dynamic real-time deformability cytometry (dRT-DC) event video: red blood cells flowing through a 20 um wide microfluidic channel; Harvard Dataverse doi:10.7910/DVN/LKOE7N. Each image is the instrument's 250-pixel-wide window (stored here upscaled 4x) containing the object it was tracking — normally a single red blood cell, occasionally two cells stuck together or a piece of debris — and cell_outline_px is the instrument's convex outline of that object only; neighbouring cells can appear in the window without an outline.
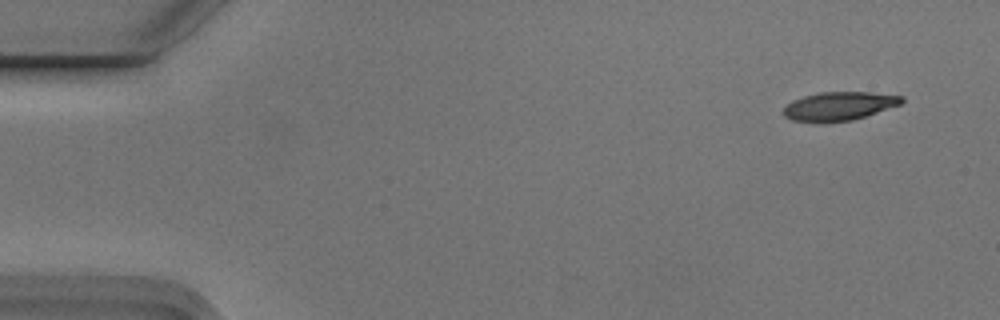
{"species": "Egyptian fruit bat (a non-hibernating species)", "species_latin": "Rousettus aegyptiacus", "temperature_condition": "cold", "stored_images_in_passage": 14, "camera_frame_rate_fps": 3000, "um_per_image_px": 0.085, "animal": {"sex": "male"}, "frame": {"image": 1, "passage_image": 1, "time_ms": 0.0, "image_size_px": [1000, 320], "cell_outline_px": [[904, 100], [900, 104], [852, 120], [816, 124], [792, 120], [784, 116], [784, 108], [792, 100], [804, 96], [820, 92], [872, 92], [904, 96]], "centroid_in_image_um": [71.28, 9.03], "position_along_channel_um": 13.7, "area_um2": 19.83}}
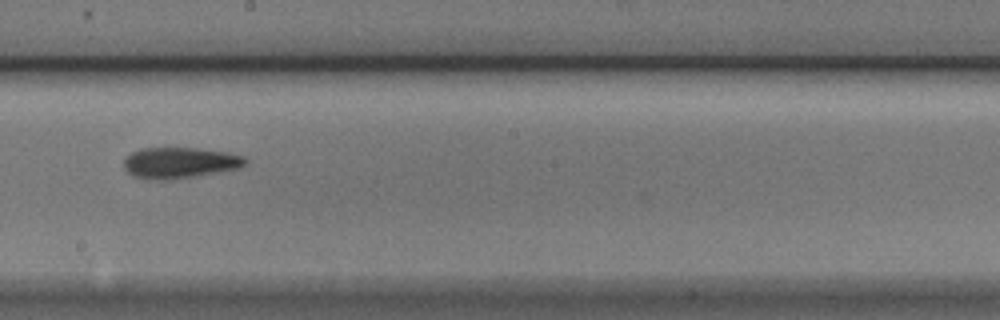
{"frame": {"image": 2, "passage_image": 8, "time_ms": 2.333, "image_size_px": [1000, 320], "cell_outline_px": [[248, 160], [240, 168], [196, 176], [168, 180], [156, 180], [132, 176], [124, 168], [124, 160], [132, 152], [140, 148], [196, 148], [228, 152], [244, 156]], "centroid_in_image_um": [15.28, 13.83], "position_along_channel_um": 232.9, "area_um2": 21.96}}
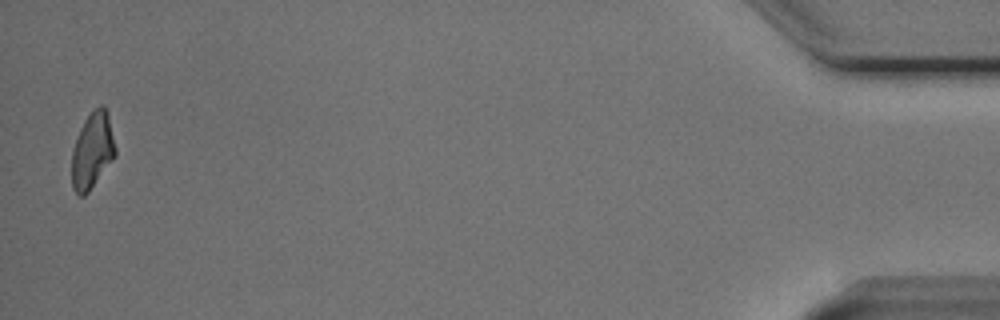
{"frame": {"image": 3, "passage_image": 14, "time_ms": 4.333, "image_size_px": [1000, 320], "cell_outline_px": [[116, 156], [88, 192], [84, 196], [80, 196], [72, 188], [72, 148], [80, 128], [84, 120], [100, 104], [104, 104], [108, 112], [116, 148]], "centroid_in_image_um": [7.86, 12.79], "position_along_channel_um": 427.3, "area_um2": 19.42}}